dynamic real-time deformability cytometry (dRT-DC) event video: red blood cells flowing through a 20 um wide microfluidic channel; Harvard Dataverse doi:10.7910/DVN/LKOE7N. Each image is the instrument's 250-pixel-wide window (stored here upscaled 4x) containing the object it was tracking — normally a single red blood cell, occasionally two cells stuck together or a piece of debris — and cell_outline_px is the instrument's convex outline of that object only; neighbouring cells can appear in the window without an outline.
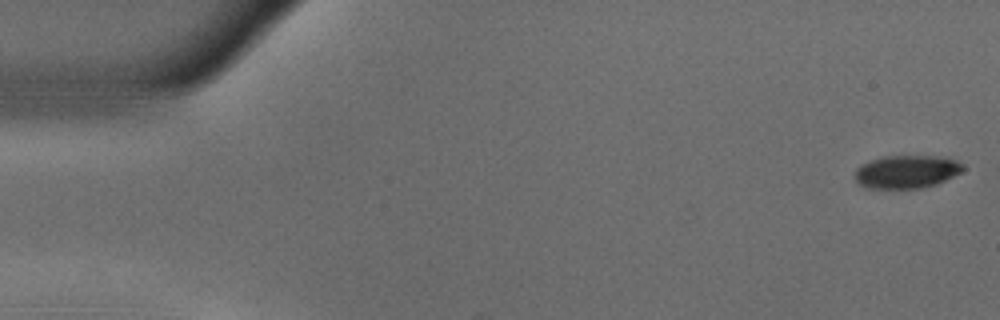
{"species": "common noctule bat (a hibernating species)", "species_latin": "Nyctalus noctula", "temperature_condition": "warm", "stored_images_in_passage": 51, "camera_frame_rate_fps": 3000, "um_per_image_px": 0.085, "animal": {"sex": "male", "body_mass_g": 18.8}, "frame": {"image": 1, "passage_image": 1, "time_ms": 0.0, "image_size_px": [1000, 320], "cell_outline_px": [[964, 168], [960, 172], [936, 184], [920, 188], [864, 188], [856, 180], [856, 168], [872, 160], [884, 156], [936, 156], [956, 160], [964, 164]], "centroid_in_image_um": [77.06, 14.59], "position_along_channel_um": 7.9, "area_um2": 20.52}}
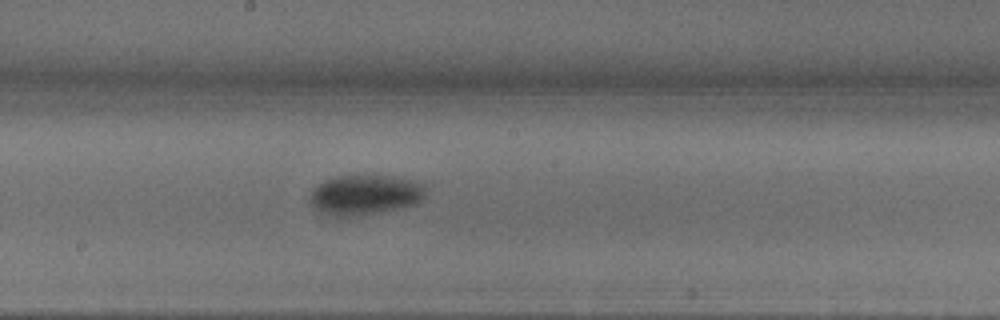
{"frame": {"image": 2, "passage_image": 29, "time_ms": 9.333, "image_size_px": [1000, 320], "cell_outline_px": [[424, 196], [416, 204], [400, 208], [356, 216], [328, 216], [320, 212], [312, 204], [312, 188], [324, 180], [336, 176], [388, 176], [412, 180], [420, 184], [424, 188]], "centroid_in_image_um": [30.99, 16.57], "position_along_channel_um": 217.2, "area_um2": 26.59}}
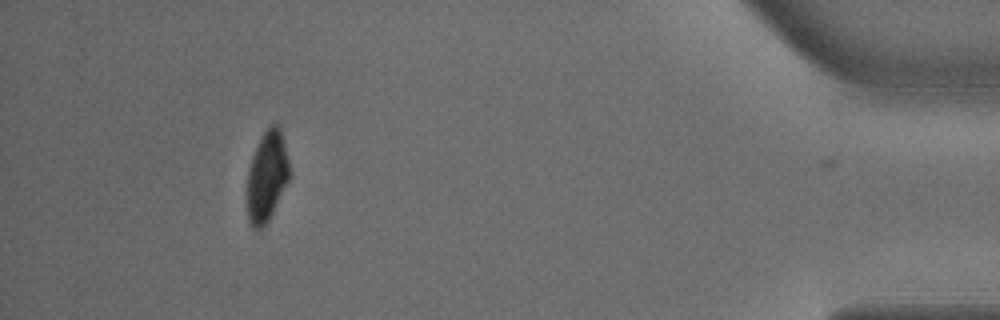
{"frame": {"image": 3, "passage_image": 50, "time_ms": 16.333, "image_size_px": [1000, 320], "cell_outline_px": [[288, 180], [268, 220], [256, 232], [252, 228], [248, 220], [248, 168], [252, 156], [260, 136], [276, 120], [280, 124], [288, 160]], "centroid_in_image_um": [22.67, 14.93], "position_along_channel_um": 412.5, "area_um2": 21.96}, "authors_computed_cell_mechanics": {"area_um2": 25.4898, "velocity_mm_per_s": 3.6831, "shape_relaxation_time_tau1_ms": 2.895, "shape_relaxation_time_tau2_ms": null, "deformation_change_tau1": 0.1282, "deformation_change_tau2": null}}